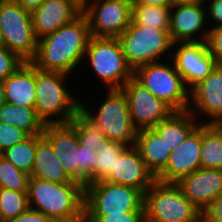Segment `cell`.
<instances>
[{"label": "cell", "instance_id": "1", "mask_svg": "<svg viewBox=\"0 0 222 222\" xmlns=\"http://www.w3.org/2000/svg\"><path fill=\"white\" fill-rule=\"evenodd\" d=\"M90 37L87 18L81 13L72 22L39 39L31 63L42 71L76 75L74 71H78L83 64Z\"/></svg>", "mask_w": 222, "mask_h": 222}, {"label": "cell", "instance_id": "2", "mask_svg": "<svg viewBox=\"0 0 222 222\" xmlns=\"http://www.w3.org/2000/svg\"><path fill=\"white\" fill-rule=\"evenodd\" d=\"M69 76L71 75L42 71L35 67V111L44 124L70 123L80 112L83 97L80 94V98H76L70 92L73 90H68Z\"/></svg>", "mask_w": 222, "mask_h": 222}, {"label": "cell", "instance_id": "3", "mask_svg": "<svg viewBox=\"0 0 222 222\" xmlns=\"http://www.w3.org/2000/svg\"><path fill=\"white\" fill-rule=\"evenodd\" d=\"M28 204L50 219L79 218L84 215V186L80 182L53 183L30 177Z\"/></svg>", "mask_w": 222, "mask_h": 222}, {"label": "cell", "instance_id": "4", "mask_svg": "<svg viewBox=\"0 0 222 222\" xmlns=\"http://www.w3.org/2000/svg\"><path fill=\"white\" fill-rule=\"evenodd\" d=\"M82 99L80 112L110 140L136 146L138 130L132 124L127 98L122 89H107L97 106ZM90 106V107H89Z\"/></svg>", "mask_w": 222, "mask_h": 222}, {"label": "cell", "instance_id": "5", "mask_svg": "<svg viewBox=\"0 0 222 222\" xmlns=\"http://www.w3.org/2000/svg\"><path fill=\"white\" fill-rule=\"evenodd\" d=\"M87 63V64H86ZM83 65L99 78L107 89H121L133 77L118 38L90 37L85 51ZM90 65V66H89ZM90 68H89V67Z\"/></svg>", "mask_w": 222, "mask_h": 222}, {"label": "cell", "instance_id": "6", "mask_svg": "<svg viewBox=\"0 0 222 222\" xmlns=\"http://www.w3.org/2000/svg\"><path fill=\"white\" fill-rule=\"evenodd\" d=\"M118 39L133 71L145 64L171 59L173 42L169 29L131 23Z\"/></svg>", "mask_w": 222, "mask_h": 222}, {"label": "cell", "instance_id": "7", "mask_svg": "<svg viewBox=\"0 0 222 222\" xmlns=\"http://www.w3.org/2000/svg\"><path fill=\"white\" fill-rule=\"evenodd\" d=\"M145 222H196L201 211L175 183L156 180L144 193Z\"/></svg>", "mask_w": 222, "mask_h": 222}, {"label": "cell", "instance_id": "8", "mask_svg": "<svg viewBox=\"0 0 222 222\" xmlns=\"http://www.w3.org/2000/svg\"><path fill=\"white\" fill-rule=\"evenodd\" d=\"M144 194L133 187L109 181L84 186L85 217H102L123 212H144Z\"/></svg>", "mask_w": 222, "mask_h": 222}, {"label": "cell", "instance_id": "9", "mask_svg": "<svg viewBox=\"0 0 222 222\" xmlns=\"http://www.w3.org/2000/svg\"><path fill=\"white\" fill-rule=\"evenodd\" d=\"M133 77L175 112L188 110L189 89L171 59L142 65Z\"/></svg>", "mask_w": 222, "mask_h": 222}, {"label": "cell", "instance_id": "10", "mask_svg": "<svg viewBox=\"0 0 222 222\" xmlns=\"http://www.w3.org/2000/svg\"><path fill=\"white\" fill-rule=\"evenodd\" d=\"M0 29L3 46L24 62H31L37 52L31 12L15 0H0Z\"/></svg>", "mask_w": 222, "mask_h": 222}, {"label": "cell", "instance_id": "11", "mask_svg": "<svg viewBox=\"0 0 222 222\" xmlns=\"http://www.w3.org/2000/svg\"><path fill=\"white\" fill-rule=\"evenodd\" d=\"M133 0H91L82 10L92 37L118 38L131 24Z\"/></svg>", "mask_w": 222, "mask_h": 222}, {"label": "cell", "instance_id": "12", "mask_svg": "<svg viewBox=\"0 0 222 222\" xmlns=\"http://www.w3.org/2000/svg\"><path fill=\"white\" fill-rule=\"evenodd\" d=\"M121 89L128 101L132 124L138 131L155 127L175 112L134 77L129 79Z\"/></svg>", "mask_w": 222, "mask_h": 222}, {"label": "cell", "instance_id": "13", "mask_svg": "<svg viewBox=\"0 0 222 222\" xmlns=\"http://www.w3.org/2000/svg\"><path fill=\"white\" fill-rule=\"evenodd\" d=\"M171 60L189 90L217 66L206 42L173 43Z\"/></svg>", "mask_w": 222, "mask_h": 222}, {"label": "cell", "instance_id": "14", "mask_svg": "<svg viewBox=\"0 0 222 222\" xmlns=\"http://www.w3.org/2000/svg\"><path fill=\"white\" fill-rule=\"evenodd\" d=\"M188 110L200 124H215L222 118V65L189 90Z\"/></svg>", "mask_w": 222, "mask_h": 222}, {"label": "cell", "instance_id": "15", "mask_svg": "<svg viewBox=\"0 0 222 222\" xmlns=\"http://www.w3.org/2000/svg\"><path fill=\"white\" fill-rule=\"evenodd\" d=\"M169 33L173 43L206 42L209 27L205 4L171 6Z\"/></svg>", "mask_w": 222, "mask_h": 222}, {"label": "cell", "instance_id": "16", "mask_svg": "<svg viewBox=\"0 0 222 222\" xmlns=\"http://www.w3.org/2000/svg\"><path fill=\"white\" fill-rule=\"evenodd\" d=\"M42 136L51 144L66 173L80 182V146L70 123L45 124Z\"/></svg>", "mask_w": 222, "mask_h": 222}, {"label": "cell", "instance_id": "17", "mask_svg": "<svg viewBox=\"0 0 222 222\" xmlns=\"http://www.w3.org/2000/svg\"><path fill=\"white\" fill-rule=\"evenodd\" d=\"M202 124H199L178 146L170 153L166 168L156 177L164 183H176L180 178L192 174L201 168Z\"/></svg>", "mask_w": 222, "mask_h": 222}, {"label": "cell", "instance_id": "18", "mask_svg": "<svg viewBox=\"0 0 222 222\" xmlns=\"http://www.w3.org/2000/svg\"><path fill=\"white\" fill-rule=\"evenodd\" d=\"M201 212L222 194V170L200 168L175 183Z\"/></svg>", "mask_w": 222, "mask_h": 222}, {"label": "cell", "instance_id": "19", "mask_svg": "<svg viewBox=\"0 0 222 222\" xmlns=\"http://www.w3.org/2000/svg\"><path fill=\"white\" fill-rule=\"evenodd\" d=\"M82 10L70 0H45L31 11L33 32L37 40L72 22Z\"/></svg>", "mask_w": 222, "mask_h": 222}, {"label": "cell", "instance_id": "20", "mask_svg": "<svg viewBox=\"0 0 222 222\" xmlns=\"http://www.w3.org/2000/svg\"><path fill=\"white\" fill-rule=\"evenodd\" d=\"M107 181L136 188L144 194L156 181V177L145 165L137 147L128 146L119 158H116L114 175Z\"/></svg>", "mask_w": 222, "mask_h": 222}, {"label": "cell", "instance_id": "21", "mask_svg": "<svg viewBox=\"0 0 222 222\" xmlns=\"http://www.w3.org/2000/svg\"><path fill=\"white\" fill-rule=\"evenodd\" d=\"M2 83L6 102L35 109V66L31 62H23Z\"/></svg>", "mask_w": 222, "mask_h": 222}, {"label": "cell", "instance_id": "22", "mask_svg": "<svg viewBox=\"0 0 222 222\" xmlns=\"http://www.w3.org/2000/svg\"><path fill=\"white\" fill-rule=\"evenodd\" d=\"M30 177L53 183L78 182L66 173L51 144L42 135H37V149L35 152L33 171Z\"/></svg>", "mask_w": 222, "mask_h": 222}, {"label": "cell", "instance_id": "23", "mask_svg": "<svg viewBox=\"0 0 222 222\" xmlns=\"http://www.w3.org/2000/svg\"><path fill=\"white\" fill-rule=\"evenodd\" d=\"M136 147L147 168L157 177L169 161L171 151L167 144L151 128L138 131Z\"/></svg>", "mask_w": 222, "mask_h": 222}, {"label": "cell", "instance_id": "24", "mask_svg": "<svg viewBox=\"0 0 222 222\" xmlns=\"http://www.w3.org/2000/svg\"><path fill=\"white\" fill-rule=\"evenodd\" d=\"M199 124L200 122L187 110L174 112L169 118L162 120L153 127V129L172 152L185 141Z\"/></svg>", "mask_w": 222, "mask_h": 222}, {"label": "cell", "instance_id": "25", "mask_svg": "<svg viewBox=\"0 0 222 222\" xmlns=\"http://www.w3.org/2000/svg\"><path fill=\"white\" fill-rule=\"evenodd\" d=\"M0 122L20 128L29 135H42L45 127L34 108L19 107L8 102L0 107Z\"/></svg>", "mask_w": 222, "mask_h": 222}, {"label": "cell", "instance_id": "26", "mask_svg": "<svg viewBox=\"0 0 222 222\" xmlns=\"http://www.w3.org/2000/svg\"><path fill=\"white\" fill-rule=\"evenodd\" d=\"M201 168L222 170V130L202 124Z\"/></svg>", "mask_w": 222, "mask_h": 222}, {"label": "cell", "instance_id": "27", "mask_svg": "<svg viewBox=\"0 0 222 222\" xmlns=\"http://www.w3.org/2000/svg\"><path fill=\"white\" fill-rule=\"evenodd\" d=\"M132 21L142 26L169 29L171 6H148L132 4Z\"/></svg>", "mask_w": 222, "mask_h": 222}, {"label": "cell", "instance_id": "28", "mask_svg": "<svg viewBox=\"0 0 222 222\" xmlns=\"http://www.w3.org/2000/svg\"><path fill=\"white\" fill-rule=\"evenodd\" d=\"M37 149V135H30L22 142L6 149L0 155L19 170L31 175Z\"/></svg>", "mask_w": 222, "mask_h": 222}, {"label": "cell", "instance_id": "29", "mask_svg": "<svg viewBox=\"0 0 222 222\" xmlns=\"http://www.w3.org/2000/svg\"><path fill=\"white\" fill-rule=\"evenodd\" d=\"M127 147L115 141H109L107 145L100 147L95 162V182L107 181L111 175H114L115 160Z\"/></svg>", "mask_w": 222, "mask_h": 222}, {"label": "cell", "instance_id": "30", "mask_svg": "<svg viewBox=\"0 0 222 222\" xmlns=\"http://www.w3.org/2000/svg\"><path fill=\"white\" fill-rule=\"evenodd\" d=\"M70 124L76 129L78 143L81 147H89L98 151L102 145L110 141L94 124L79 112Z\"/></svg>", "mask_w": 222, "mask_h": 222}, {"label": "cell", "instance_id": "31", "mask_svg": "<svg viewBox=\"0 0 222 222\" xmlns=\"http://www.w3.org/2000/svg\"><path fill=\"white\" fill-rule=\"evenodd\" d=\"M28 208V192L0 188V222L16 218Z\"/></svg>", "mask_w": 222, "mask_h": 222}, {"label": "cell", "instance_id": "32", "mask_svg": "<svg viewBox=\"0 0 222 222\" xmlns=\"http://www.w3.org/2000/svg\"><path fill=\"white\" fill-rule=\"evenodd\" d=\"M30 175L0 155V188L28 192Z\"/></svg>", "mask_w": 222, "mask_h": 222}, {"label": "cell", "instance_id": "33", "mask_svg": "<svg viewBox=\"0 0 222 222\" xmlns=\"http://www.w3.org/2000/svg\"><path fill=\"white\" fill-rule=\"evenodd\" d=\"M97 151L89 147L80 146V183L86 186L95 182V162Z\"/></svg>", "mask_w": 222, "mask_h": 222}, {"label": "cell", "instance_id": "34", "mask_svg": "<svg viewBox=\"0 0 222 222\" xmlns=\"http://www.w3.org/2000/svg\"><path fill=\"white\" fill-rule=\"evenodd\" d=\"M29 136L27 132L20 128L0 122V154Z\"/></svg>", "mask_w": 222, "mask_h": 222}, {"label": "cell", "instance_id": "35", "mask_svg": "<svg viewBox=\"0 0 222 222\" xmlns=\"http://www.w3.org/2000/svg\"><path fill=\"white\" fill-rule=\"evenodd\" d=\"M24 61L5 46H0V80H5Z\"/></svg>", "mask_w": 222, "mask_h": 222}, {"label": "cell", "instance_id": "36", "mask_svg": "<svg viewBox=\"0 0 222 222\" xmlns=\"http://www.w3.org/2000/svg\"><path fill=\"white\" fill-rule=\"evenodd\" d=\"M86 222H145L144 212H123L102 217H85Z\"/></svg>", "mask_w": 222, "mask_h": 222}, {"label": "cell", "instance_id": "37", "mask_svg": "<svg viewBox=\"0 0 222 222\" xmlns=\"http://www.w3.org/2000/svg\"><path fill=\"white\" fill-rule=\"evenodd\" d=\"M206 43L217 64L222 65V27L209 28Z\"/></svg>", "mask_w": 222, "mask_h": 222}, {"label": "cell", "instance_id": "38", "mask_svg": "<svg viewBox=\"0 0 222 222\" xmlns=\"http://www.w3.org/2000/svg\"><path fill=\"white\" fill-rule=\"evenodd\" d=\"M206 2H208L205 5L209 28L222 27V0H206Z\"/></svg>", "mask_w": 222, "mask_h": 222}, {"label": "cell", "instance_id": "39", "mask_svg": "<svg viewBox=\"0 0 222 222\" xmlns=\"http://www.w3.org/2000/svg\"><path fill=\"white\" fill-rule=\"evenodd\" d=\"M201 213L205 222H222V194Z\"/></svg>", "mask_w": 222, "mask_h": 222}, {"label": "cell", "instance_id": "40", "mask_svg": "<svg viewBox=\"0 0 222 222\" xmlns=\"http://www.w3.org/2000/svg\"><path fill=\"white\" fill-rule=\"evenodd\" d=\"M51 219L45 216L42 212L28 208L25 212L10 219L8 222H49Z\"/></svg>", "mask_w": 222, "mask_h": 222}, {"label": "cell", "instance_id": "41", "mask_svg": "<svg viewBox=\"0 0 222 222\" xmlns=\"http://www.w3.org/2000/svg\"><path fill=\"white\" fill-rule=\"evenodd\" d=\"M133 4L148 6H172L174 4V0H133Z\"/></svg>", "mask_w": 222, "mask_h": 222}, {"label": "cell", "instance_id": "42", "mask_svg": "<svg viewBox=\"0 0 222 222\" xmlns=\"http://www.w3.org/2000/svg\"><path fill=\"white\" fill-rule=\"evenodd\" d=\"M19 5L28 11L38 8L45 0H15Z\"/></svg>", "mask_w": 222, "mask_h": 222}, {"label": "cell", "instance_id": "43", "mask_svg": "<svg viewBox=\"0 0 222 222\" xmlns=\"http://www.w3.org/2000/svg\"><path fill=\"white\" fill-rule=\"evenodd\" d=\"M49 222H86L85 215L79 218L51 219Z\"/></svg>", "mask_w": 222, "mask_h": 222}, {"label": "cell", "instance_id": "44", "mask_svg": "<svg viewBox=\"0 0 222 222\" xmlns=\"http://www.w3.org/2000/svg\"><path fill=\"white\" fill-rule=\"evenodd\" d=\"M177 4H206V0H174Z\"/></svg>", "mask_w": 222, "mask_h": 222}, {"label": "cell", "instance_id": "45", "mask_svg": "<svg viewBox=\"0 0 222 222\" xmlns=\"http://www.w3.org/2000/svg\"><path fill=\"white\" fill-rule=\"evenodd\" d=\"M72 1L76 6H78L81 10H83L91 0H70Z\"/></svg>", "mask_w": 222, "mask_h": 222}, {"label": "cell", "instance_id": "46", "mask_svg": "<svg viewBox=\"0 0 222 222\" xmlns=\"http://www.w3.org/2000/svg\"><path fill=\"white\" fill-rule=\"evenodd\" d=\"M6 103L3 83L0 80V107Z\"/></svg>", "mask_w": 222, "mask_h": 222}, {"label": "cell", "instance_id": "47", "mask_svg": "<svg viewBox=\"0 0 222 222\" xmlns=\"http://www.w3.org/2000/svg\"><path fill=\"white\" fill-rule=\"evenodd\" d=\"M215 124L222 130V118Z\"/></svg>", "mask_w": 222, "mask_h": 222}, {"label": "cell", "instance_id": "48", "mask_svg": "<svg viewBox=\"0 0 222 222\" xmlns=\"http://www.w3.org/2000/svg\"><path fill=\"white\" fill-rule=\"evenodd\" d=\"M0 46H3L1 29H0Z\"/></svg>", "mask_w": 222, "mask_h": 222}, {"label": "cell", "instance_id": "49", "mask_svg": "<svg viewBox=\"0 0 222 222\" xmlns=\"http://www.w3.org/2000/svg\"><path fill=\"white\" fill-rule=\"evenodd\" d=\"M196 222H205L204 219L201 217L199 220H197Z\"/></svg>", "mask_w": 222, "mask_h": 222}]
</instances>
